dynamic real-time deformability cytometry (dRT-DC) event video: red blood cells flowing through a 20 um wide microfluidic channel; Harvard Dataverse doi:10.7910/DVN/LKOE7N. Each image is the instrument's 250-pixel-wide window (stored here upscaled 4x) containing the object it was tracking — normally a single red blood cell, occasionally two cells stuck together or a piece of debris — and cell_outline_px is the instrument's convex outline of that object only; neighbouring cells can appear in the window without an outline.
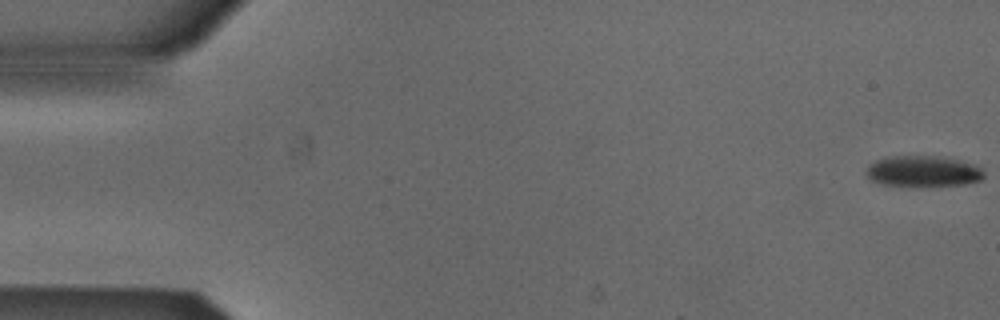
{"species": "Egyptian fruit bat (a non-hibernating species)", "species_latin": "Rousettus aegyptiacus", "temperature_condition": "cold", "stored_images_in_passage": 53, "camera_frame_rate_fps": 3000, "um_per_image_px": 0.085, "animal": {"sex": "male"}, "frame": {"image": 1, "passage_image": 1, "time_ms": 0.0, "image_size_px": [1000, 320], "cell_outline_px": [[984, 176], [980, 180], [964, 184], [916, 188], [912, 188], [884, 184], [868, 180], [864, 172], [864, 168], [868, 164], [876, 160], [888, 156], [940, 156], [972, 164], [980, 168], [984, 172]], "centroid_in_image_um": [78.36, 14.59], "position_along_channel_um": 6.6, "area_um2": 21.91}}
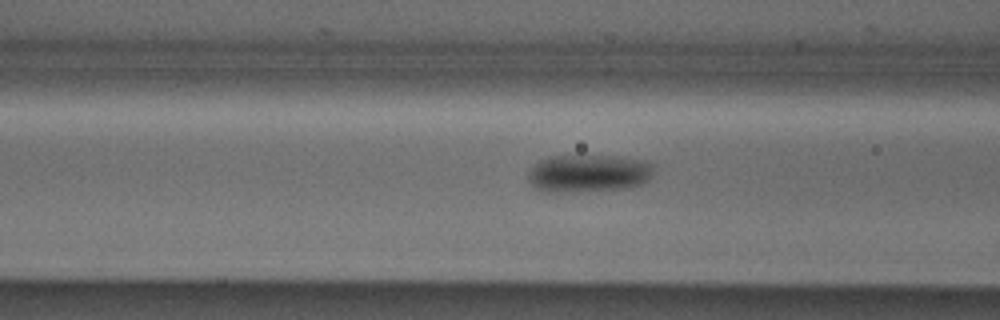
{"frame": {"image": 2, "passage_image": 21, "time_ms": 6.667, "image_size_px": [1000, 320], "cell_outline_px": [[656, 164], [652, 176], [644, 184], [628, 188], [560, 192], [544, 192], [536, 188], [528, 180], [528, 172], [540, 160], [548, 156], [612, 156], [644, 160]], "centroid_in_image_um": [50.07, 14.73], "position_along_channel_um": 116.5, "area_um2": 27.74}}
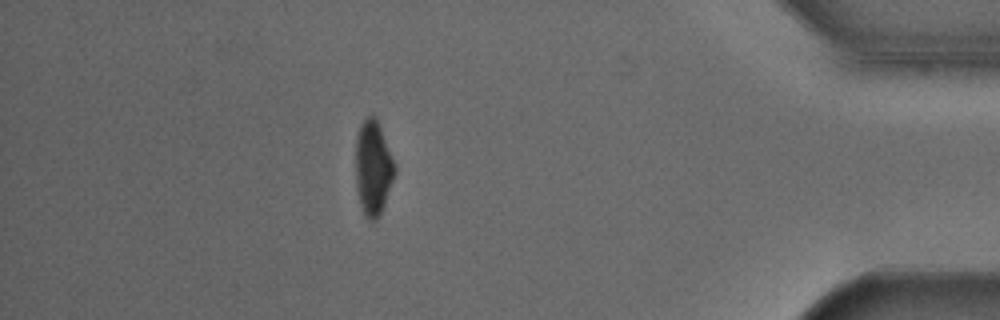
{"frame": {"image": 3, "passage_image": 47, "time_ms": 15.333, "image_size_px": [1000, 320], "cell_outline_px": [[396, 172], [384, 204], [376, 220], [368, 220], [364, 216], [360, 204], [356, 188], [356, 136], [360, 124], [364, 116], [372, 112], [376, 116], [396, 168]], "centroid_in_image_um": [31.69, 14.21], "position_along_channel_um": 403.5, "area_um2": 21.68}, "authors_computed_cell_mechanics": {"area_um2": 24.7384, "velocity_mm_per_s": 3.864, "shape_relaxation_time_tau1_ms": 2.4085, "shape_relaxation_time_tau2_ms": null, "deformation_change_tau1": 0.0856, "deformation_change_tau2": null}}